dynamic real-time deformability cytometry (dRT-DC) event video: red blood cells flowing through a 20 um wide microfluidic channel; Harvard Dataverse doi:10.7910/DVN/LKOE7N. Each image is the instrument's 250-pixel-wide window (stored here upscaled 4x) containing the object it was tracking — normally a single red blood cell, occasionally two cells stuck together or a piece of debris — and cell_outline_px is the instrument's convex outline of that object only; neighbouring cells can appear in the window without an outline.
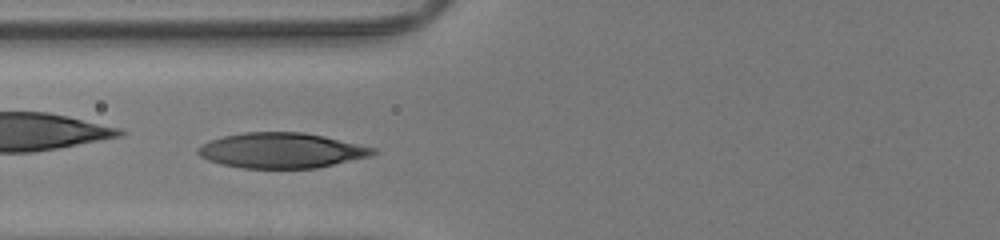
{"species": "human", "species_latin": "Homo sapiens", "temperature_condition": "room temperature", "stored_images_in_passage": 40, "camera_frame_rate_fps": 3000, "um_per_image_px": 0.085, "donor": {"sex": "male"}, "frame": {"image": 1, "passage_image": 14, "time_ms": 4.333, "image_size_px": [1000, 240], "cell_outline_px": [[380, 152], [368, 156], [316, 168], [240, 168], [208, 160], [200, 156], [196, 152], [196, 148], [212, 140], [224, 136], [244, 132], [304, 132], [324, 136], [376, 148]], "centroid_in_image_um": [23.92, 12.78], "position_along_channel_um": 101.9, "area_um2": 35.72}}
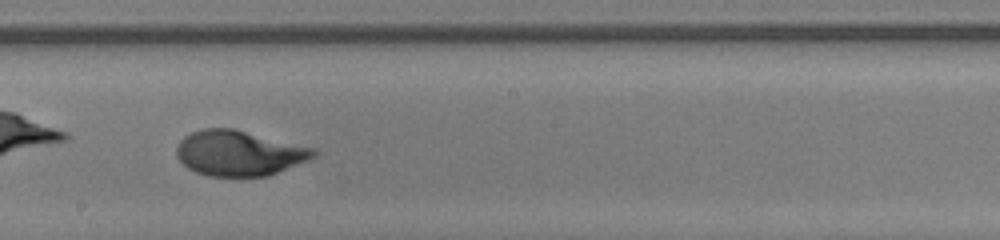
{"frame": {"image": 2, "passage_image": 23, "time_ms": 7.333, "image_size_px": [1000, 240], "cell_outline_px": [[316, 156], [308, 160], [268, 176], [208, 176], [196, 172], [188, 168], [176, 156], [176, 144], [184, 136], [192, 132], [204, 128], [232, 128], [316, 148]], "centroid_in_image_um": [20.31, 13.01], "position_along_channel_um": 227.9, "area_um2": 36.18}}
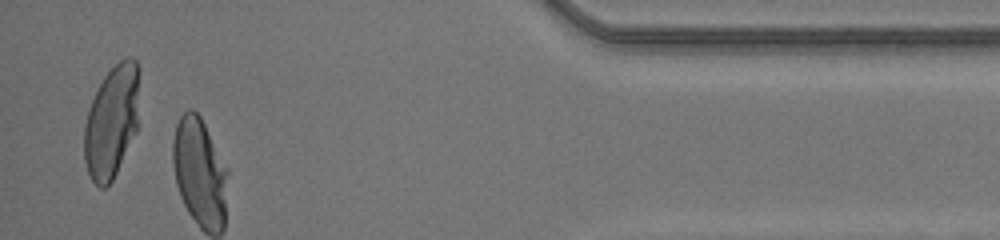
{"frame": {"image": 3, "passage_image": 39, "time_ms": 12.667, "image_size_px": [1000, 240], "cell_outline_px": [[140, 72], [136, 132], [112, 180], [104, 188], [100, 188], [92, 180], [88, 172], [84, 160], [84, 128], [88, 108], [104, 76], [124, 56], [132, 56], [136, 60], [140, 68]], "centroid_in_image_um": [9.5, 10.28], "position_along_channel_um": 425.7, "area_um2": 36.24}, "authors_computed_cell_mechanics": {"area_um2": 35.6915, "velocity_mm_per_s": 4.2036, "shape_relaxation_time_tau1_ms": 4.1318, "shape_relaxation_time_tau2_ms": null, "deformation_change_tau1": 0.2358, "deformation_change_tau2": null}}